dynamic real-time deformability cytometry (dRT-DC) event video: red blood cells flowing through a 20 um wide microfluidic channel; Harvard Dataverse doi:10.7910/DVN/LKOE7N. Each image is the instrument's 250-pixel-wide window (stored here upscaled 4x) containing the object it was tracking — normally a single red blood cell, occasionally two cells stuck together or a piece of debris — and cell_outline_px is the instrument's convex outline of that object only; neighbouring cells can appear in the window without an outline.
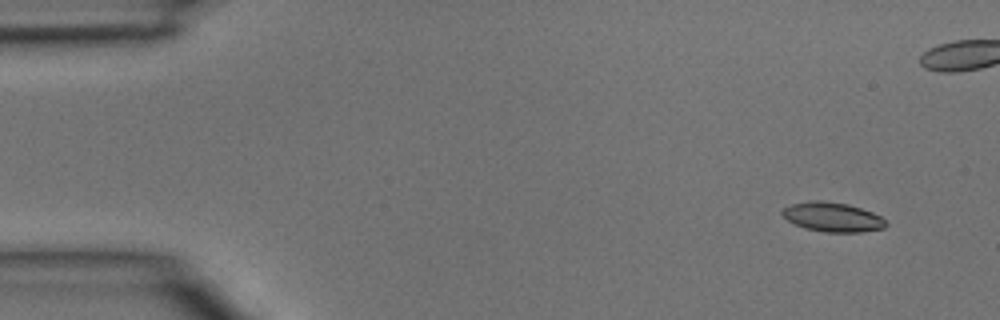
{"species": "common noctule bat (a hibernating species)", "species_latin": "Nyctalus noctula", "temperature_condition": "room temperature", "stored_images_in_passage": 5, "camera_frame_rate_fps": 3000, "um_per_image_px": 0.085, "animal": {"sex": "male", "body_mass_g": 15.6}, "frame": {"image": 1, "passage_image": 2, "time_ms": 0.333, "image_size_px": [1000, 320], "cell_outline_px": [[888, 224], [884, 228], [860, 232], [824, 232], [804, 228], [788, 220], [780, 212], [784, 208], [792, 204], [812, 200], [824, 200], [848, 204], [872, 212], [880, 216]], "centroid_in_image_um": [70.77, 18.44], "position_along_channel_um": 14.2, "area_um2": 17.69}}